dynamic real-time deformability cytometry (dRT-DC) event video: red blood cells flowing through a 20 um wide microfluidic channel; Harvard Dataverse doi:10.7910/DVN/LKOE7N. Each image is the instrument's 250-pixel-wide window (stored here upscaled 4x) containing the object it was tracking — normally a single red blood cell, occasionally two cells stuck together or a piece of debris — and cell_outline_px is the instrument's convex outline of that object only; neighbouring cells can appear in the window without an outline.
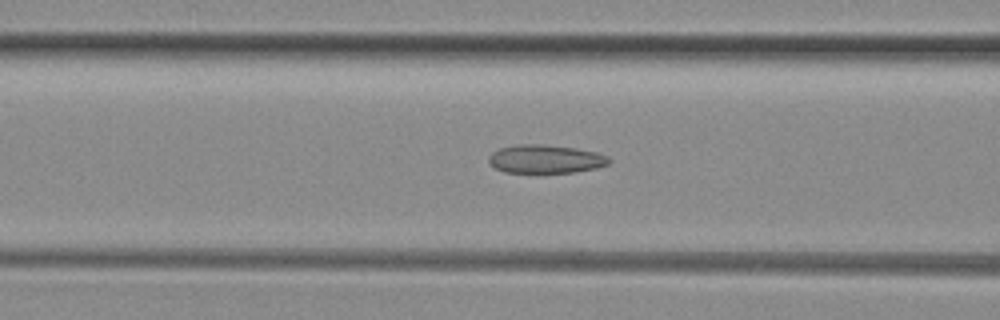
{"species": "common noctule bat (a hibernating species)", "species_latin": "Nyctalus noctula", "temperature_condition": "room temperature", "stored_images_in_passage": 45, "camera_frame_rate_fps": 3000, "um_per_image_px": 0.085, "animal": {"sex": "female", "body_mass_g": 29.2, "forearm_length_mm": 56.3}, "frame": {"image": 1, "passage_image": 19, "time_ms": 6.0, "image_size_px": [1000, 320], "cell_outline_px": [[612, 160], [608, 164], [596, 168], [576, 172], [504, 172], [496, 168], [488, 160], [488, 156], [492, 152], [500, 148], [520, 144], [544, 144], [576, 148], [596, 152], [608, 156]], "centroid_in_image_um": [46.39, 13.51], "position_along_channel_um": 120.2, "area_um2": 19.88}}
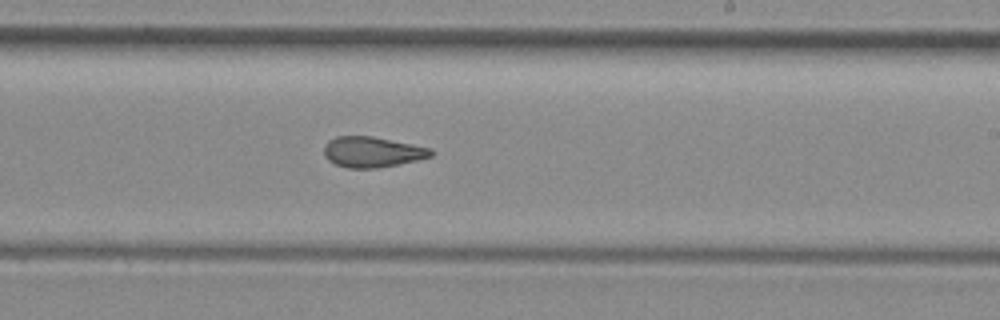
{"frame": {"image": 2, "passage_image": 29, "time_ms": 9.333, "image_size_px": [1000, 320], "cell_outline_px": [[436, 152], [432, 156], [416, 160], [376, 168], [348, 168], [336, 164], [328, 160], [324, 156], [324, 144], [328, 140], [336, 136], [372, 136], [432, 148]], "centroid_in_image_um": [31.63, 12.91], "position_along_channel_um": 257.4, "area_um2": 19.07}}
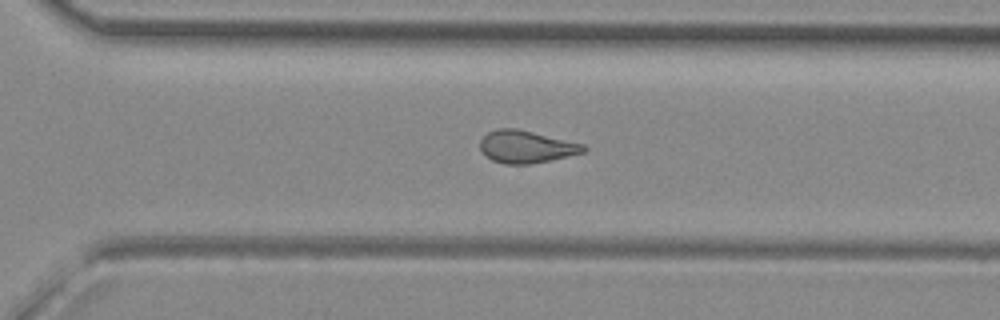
{"frame": {"image": 3, "passage_image": 34, "time_ms": 11.0, "image_size_px": [1000, 320], "cell_outline_px": [[588, 148], [584, 152], [552, 160], [532, 164], [504, 164], [492, 160], [484, 156], [480, 148], [480, 140], [488, 132], [496, 128], [516, 128], [584, 144]], "centroid_in_image_um": [44.71, 12.48], "position_along_channel_um": 325.9, "area_um2": 19.65}}